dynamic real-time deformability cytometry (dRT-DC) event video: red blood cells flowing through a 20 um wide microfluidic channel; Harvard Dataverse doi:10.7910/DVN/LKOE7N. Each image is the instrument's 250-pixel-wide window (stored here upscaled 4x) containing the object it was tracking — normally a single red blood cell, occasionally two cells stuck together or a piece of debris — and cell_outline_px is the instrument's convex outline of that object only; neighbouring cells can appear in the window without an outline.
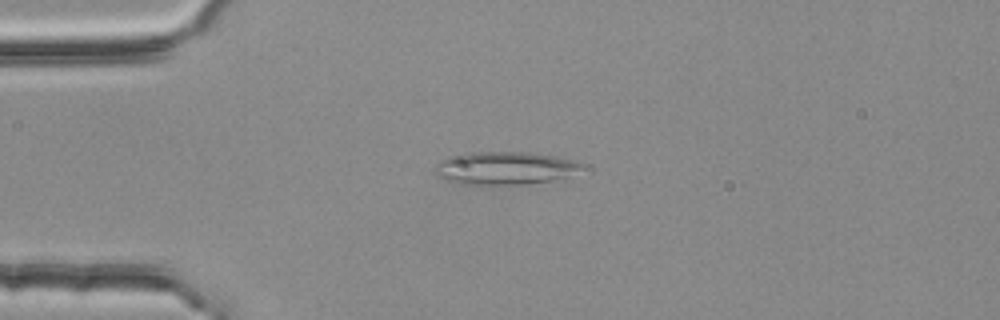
{"species": "common noctule bat (a hibernating species)", "species_latin": "Nyctalus noctula", "temperature_condition": "room temperature", "stored_images_in_passage": 53, "camera_frame_rate_fps": 3000, "um_per_image_px": 0.085, "animal": {"sex": "female", "body_mass_g": 25.1}, "frame": {"image": 1, "passage_image": 13, "time_ms": 4.0, "image_size_px": [1000, 320], "cell_outline_px": [[592, 168], [552, 180], [524, 184], [480, 188], [460, 184], [436, 176], [436, 164], [440, 160], [448, 156], [464, 152], [532, 152], [556, 156], [588, 164]], "centroid_in_image_um": [42.94, 14.31], "position_along_channel_um": 42.1, "area_um2": 29.54}}
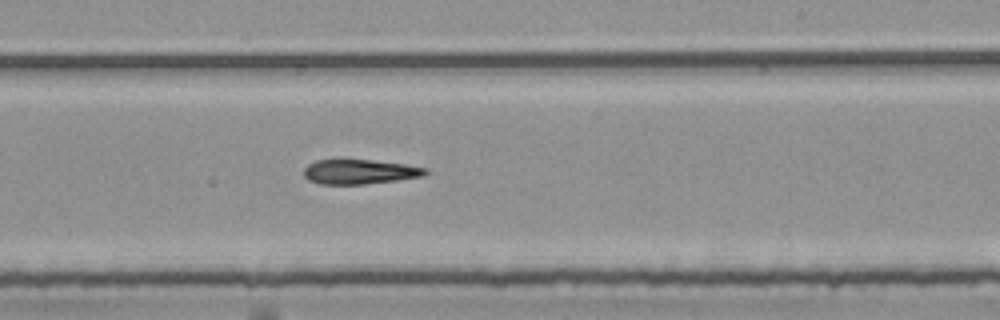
{"frame": {"image": 2, "passage_image": 32, "time_ms": 10.333, "image_size_px": [1000, 320], "cell_outline_px": [[428, 172], [424, 176], [396, 180], [364, 184], [320, 184], [308, 180], [304, 176], [304, 168], [308, 164], [316, 160], [336, 156], [344, 156], [404, 164], [428, 168]], "centroid_in_image_um": [30.5, 14.54], "position_along_channel_um": 258.5, "area_um2": 18.38}}
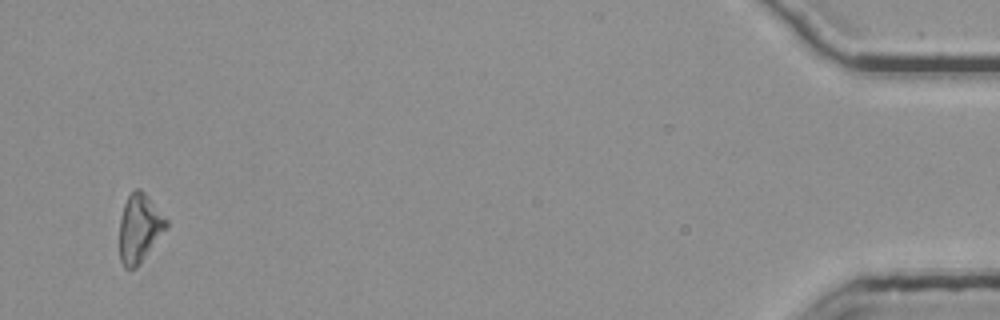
{"frame": {"image": 3, "passage_image": 52, "time_ms": 17.0, "image_size_px": [1000, 320], "cell_outline_px": [[168, 228], [140, 264], [136, 268], [124, 268], [120, 260], [120, 220], [124, 204], [128, 196], [136, 188], [140, 188], [144, 192], [168, 220]], "centroid_in_image_um": [11.87, 19.42], "position_along_channel_um": 423.3, "area_um2": 18.67}, "authors_computed_cell_mechanics": {"area_um2": 18.6116, "velocity_mm_per_s": 3.8011, "shape_relaxation_time_tau1_ms": 7.4423, "shape_relaxation_time_tau2_ms": null, "deformation_change_tau1": 0.1884, "deformation_change_tau2": null}}